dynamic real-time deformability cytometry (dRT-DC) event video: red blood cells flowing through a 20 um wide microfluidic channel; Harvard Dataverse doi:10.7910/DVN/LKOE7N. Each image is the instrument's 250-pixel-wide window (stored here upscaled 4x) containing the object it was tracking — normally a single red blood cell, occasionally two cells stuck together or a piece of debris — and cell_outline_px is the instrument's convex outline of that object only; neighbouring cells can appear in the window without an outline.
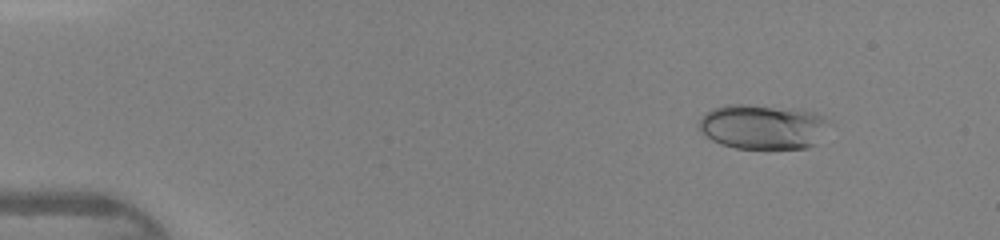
{"species": "human", "species_latin": "Homo sapiens", "temperature_condition": "warm", "stored_images_in_passage": 41, "camera_frame_rate_fps": 3000, "um_per_image_px": 0.085, "donor": {"sex": "female"}, "frame": {"image": 1, "passage_image": 1, "time_ms": 0.0, "image_size_px": [1000, 240], "cell_outline_px": [[832, 120], [816, 144], [808, 148], [736, 148], [720, 144], [712, 140], [696, 124], [704, 112], [712, 108], [728, 104], [748, 104], [792, 108], [816, 112]], "centroid_in_image_um": [64.85, 10.75], "position_along_channel_um": 20.1, "area_um2": 34.39}}
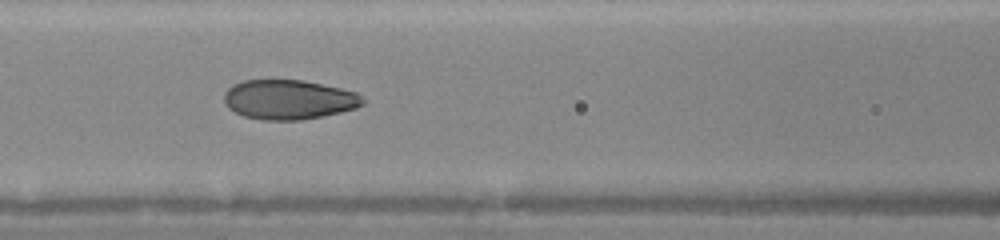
{"frame": {"image": 2, "passage_image": 16, "time_ms": 5.0, "image_size_px": [1000, 240], "cell_outline_px": [[368, 100], [364, 104], [356, 108], [324, 116], [300, 120], [264, 120], [244, 116], [228, 108], [224, 100], [224, 92], [232, 84], [244, 80], [304, 80], [340, 88], [356, 92]], "centroid_in_image_um": [24.57, 8.46], "position_along_channel_um": 142.0, "area_um2": 32.19}}
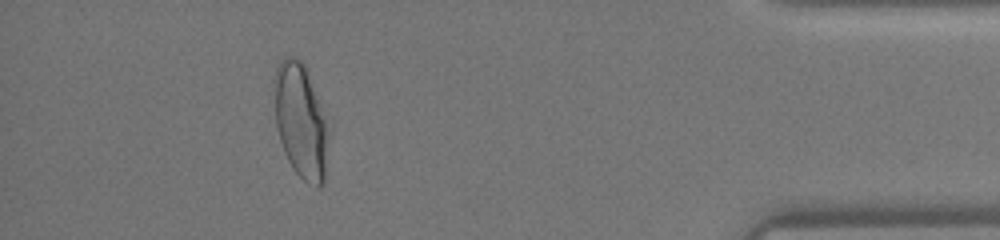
{"frame": {"image": 3, "passage_image": 37, "time_ms": 12.0, "image_size_px": [1000, 240], "cell_outline_px": [[328, 136], [324, 184], [320, 188], [316, 188], [308, 184], [292, 168], [284, 152], [280, 140], [276, 124], [272, 80], [276, 68], [280, 60], [284, 56], [292, 56], [300, 60], [304, 64], [308, 72], [324, 116], [328, 132]], "centroid_in_image_um": [25.52, 10.28], "position_along_channel_um": 409.7, "area_um2": 36.3}}